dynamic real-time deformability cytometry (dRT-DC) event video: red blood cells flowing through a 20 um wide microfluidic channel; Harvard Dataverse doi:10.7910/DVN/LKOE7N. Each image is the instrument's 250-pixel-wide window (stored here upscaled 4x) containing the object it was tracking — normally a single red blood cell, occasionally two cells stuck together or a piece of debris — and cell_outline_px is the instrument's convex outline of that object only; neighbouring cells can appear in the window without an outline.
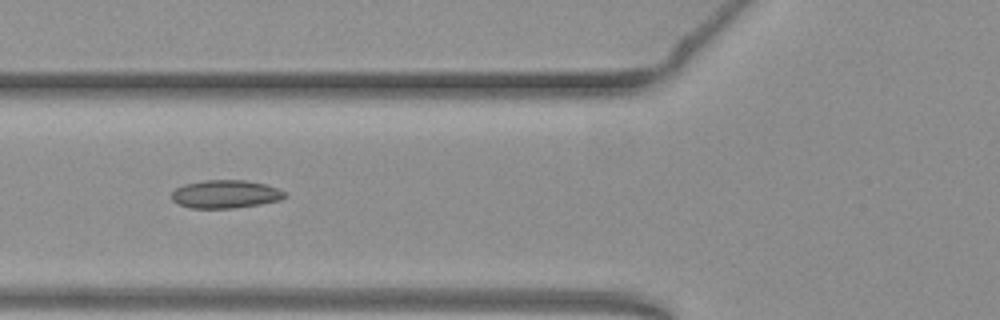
{"species": "common noctule bat (a hibernating species)", "species_latin": "Nyctalus noctula", "temperature_condition": "warm", "stored_images_in_passage": 49, "camera_frame_rate_fps": 3000, "um_per_image_px": 0.085, "animal": {"sex": "female", "body_mass_g": 19.3, "forearm_length_mm": 54.1}, "frame": {"image": 1, "passage_image": 20, "time_ms": 6.333, "image_size_px": [1000, 320], "cell_outline_px": [[288, 196], [280, 200], [260, 204], [236, 208], [188, 208], [172, 200], [172, 192], [176, 188], [184, 184], [204, 180], [244, 180], [264, 184], [276, 188], [284, 192]], "centroid_in_image_um": [19.15, 16.5], "position_along_channel_um": 106.6, "area_um2": 18.5}}
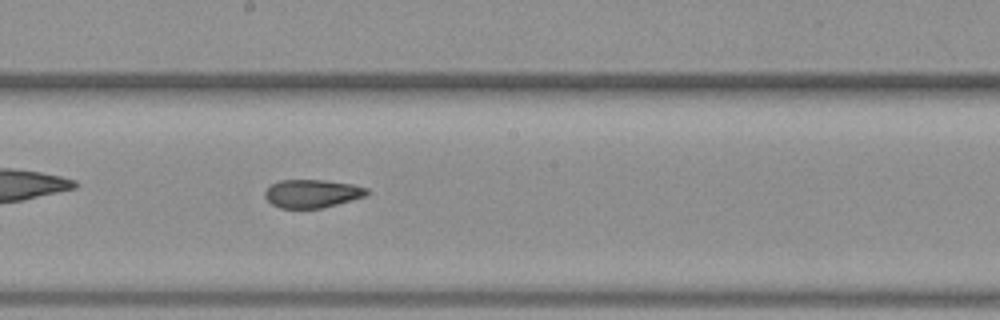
{"frame": {"image": 2, "passage_image": 29, "time_ms": 9.333, "image_size_px": [1000, 320], "cell_outline_px": [[368, 196], [324, 208], [280, 208], [272, 204], [264, 196], [264, 192], [272, 184], [280, 180], [324, 180], [352, 184], [368, 188]], "centroid_in_image_um": [26.57, 16.46], "position_along_channel_um": 221.6, "area_um2": 16.88}}
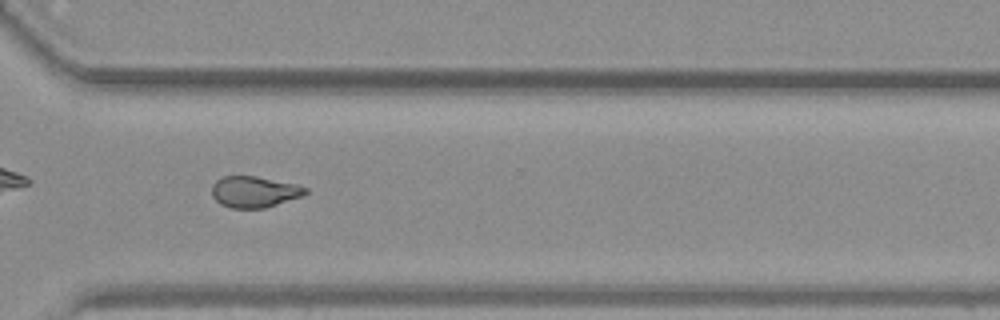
{"frame": {"image": 3, "passage_image": 39, "time_ms": 12.667, "image_size_px": [1000, 320], "cell_outline_px": [[308, 192], [304, 196], [264, 208], [232, 208], [220, 204], [212, 196], [212, 184], [216, 180], [224, 176], [256, 176], [296, 184], [308, 188]], "centroid_in_image_um": [21.63, 16.3], "position_along_channel_um": 349.0, "area_um2": 17.11}}